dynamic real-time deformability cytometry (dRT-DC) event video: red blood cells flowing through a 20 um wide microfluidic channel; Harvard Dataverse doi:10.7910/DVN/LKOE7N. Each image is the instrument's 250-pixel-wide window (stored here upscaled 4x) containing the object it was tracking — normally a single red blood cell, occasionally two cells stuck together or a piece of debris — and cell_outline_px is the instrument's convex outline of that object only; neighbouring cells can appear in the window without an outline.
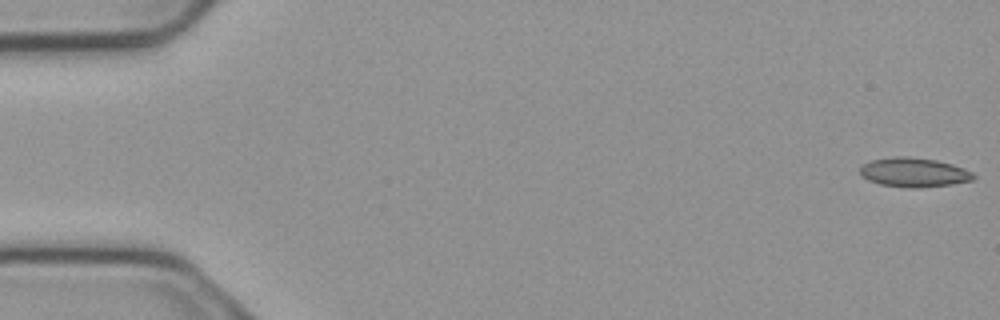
{"species": "common noctule bat (a hibernating species)", "species_latin": "Nyctalus noctula", "temperature_condition": "cold", "stored_images_in_passage": 6, "camera_frame_rate_fps": 3000, "um_per_image_px": 0.085, "animal": {"sex": "male", "body_mass_g": 23.1, "forearm_length_mm": 52.7}, "frame": {"image": 1, "passage_image": 1, "time_ms": 0.0, "image_size_px": [1000, 320], "cell_outline_px": [[976, 176], [972, 180], [952, 184], [916, 188], [912, 188], [880, 184], [868, 180], [860, 176], [860, 168], [864, 164], [872, 160], [892, 156], [908, 156], [936, 160], [952, 164], [964, 168], [972, 172]], "centroid_in_image_um": [77.67, 14.64], "position_along_channel_um": 7.3, "area_um2": 19.36}}
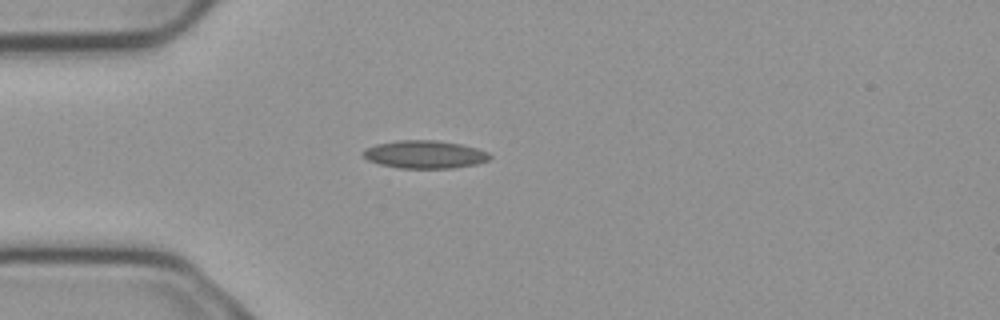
{"frame": {"image": 2, "passage_image": 4, "time_ms": 1.0, "image_size_px": [1000, 320], "cell_outline_px": [[492, 156], [488, 160], [476, 164], [452, 168], [400, 168], [380, 164], [368, 160], [360, 152], [364, 148], [376, 144], [400, 140], [436, 140], [460, 144], [476, 148], [488, 152]], "centroid_in_image_um": [36.08, 13.12], "position_along_channel_um": 48.9, "area_um2": 20.58}}
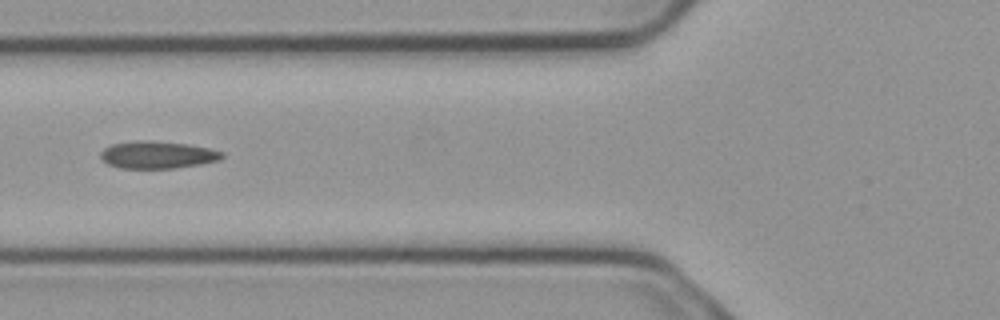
{"frame": {"image": 3, "passage_image": 6, "time_ms": 1.667, "image_size_px": [1000, 320], "cell_outline_px": [[224, 156], [220, 160], [200, 164], [176, 168], [120, 168], [108, 164], [100, 156], [100, 152], [104, 148], [112, 144], [136, 140], [152, 140], [188, 144], [208, 148], [224, 152]], "centroid_in_image_um": [13.39, 13.15], "position_along_channel_um": 112.4, "area_um2": 19.42}}